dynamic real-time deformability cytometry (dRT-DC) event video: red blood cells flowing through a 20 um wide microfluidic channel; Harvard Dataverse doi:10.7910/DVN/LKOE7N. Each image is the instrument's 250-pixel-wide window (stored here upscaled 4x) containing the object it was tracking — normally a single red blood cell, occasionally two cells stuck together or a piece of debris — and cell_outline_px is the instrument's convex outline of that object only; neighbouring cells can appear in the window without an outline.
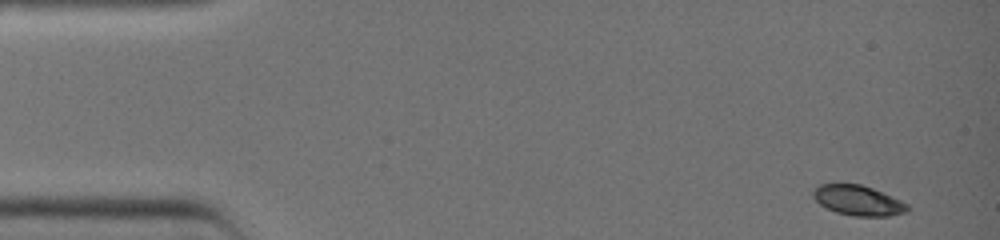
{"species": "common noctule bat (a hibernating species)", "species_latin": "Nyctalus noctula", "temperature_condition": "warm", "stored_images_in_passage": 38, "camera_frame_rate_fps": 3000, "um_per_image_px": 0.085, "animal": {"sex": "female", "body_mass_g": 19.0, "forearm_length_mm": 51.5}, "frame": {"image": 1, "passage_image": 1, "time_ms": 0.0, "image_size_px": [1000, 240], "cell_outline_px": [[912, 208], [908, 212], [888, 216], [852, 216], [836, 212], [820, 204], [812, 196], [812, 192], [820, 184], [860, 184], [872, 188], [900, 200], [908, 204]], "centroid_in_image_um": [72.97, 17.05], "position_along_channel_um": 12.0, "area_um2": 16.47}}
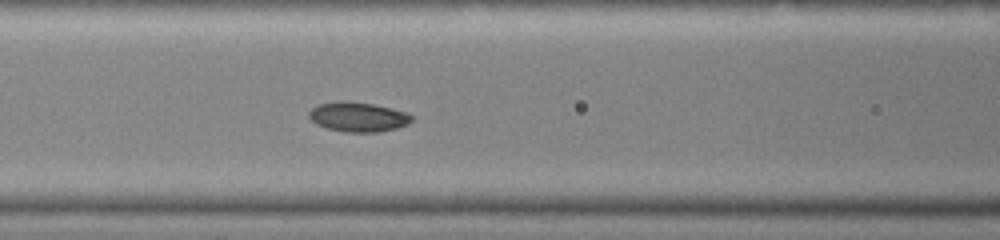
{"frame": {"image": 2, "passage_image": 16, "time_ms": 5.0, "image_size_px": [1000, 240], "cell_outline_px": [[412, 120], [408, 124], [396, 128], [380, 132], [344, 132], [328, 128], [316, 124], [308, 116], [308, 112], [316, 104], [340, 100], [372, 104], [408, 112], [412, 116]], "centroid_in_image_um": [30.42, 9.93], "position_along_channel_um": 136.2, "area_um2": 17.8}}
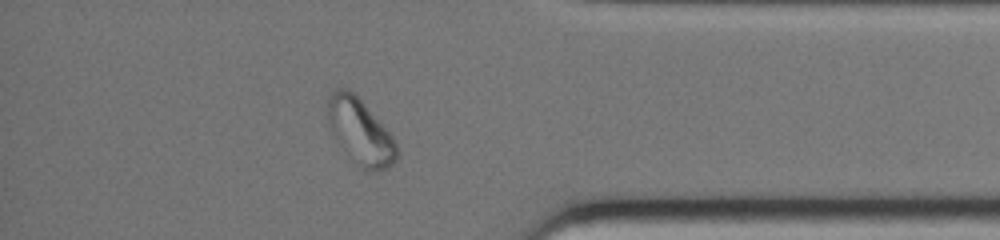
{"frame": {"image": 3, "passage_image": 33, "time_ms": 10.667, "image_size_px": [1000, 240], "cell_outline_px": [[400, 148], [396, 160], [388, 168], [380, 172], [376, 172], [364, 168], [340, 144], [328, 120], [328, 92], [332, 88], [348, 88], [364, 104], [392, 136]], "centroid_in_image_um": [30.66, 11.16], "position_along_channel_um": 404.5, "area_um2": 25.61}}